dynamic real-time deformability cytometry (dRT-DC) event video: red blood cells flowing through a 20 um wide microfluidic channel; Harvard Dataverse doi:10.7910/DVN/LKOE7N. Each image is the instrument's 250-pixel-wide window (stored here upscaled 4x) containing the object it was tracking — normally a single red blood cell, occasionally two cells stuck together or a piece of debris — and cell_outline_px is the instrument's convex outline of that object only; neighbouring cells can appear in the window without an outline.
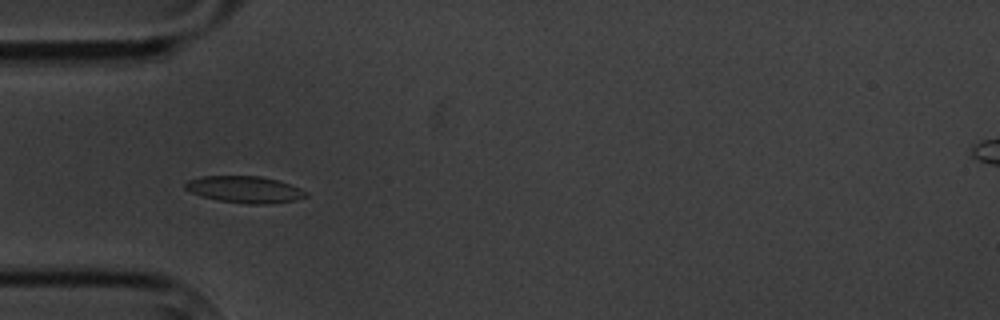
{"species": "common noctule bat (a hibernating species)", "species_latin": "Nyctalus noctula", "temperature_condition": "cold", "stored_images_in_passage": 7, "camera_frame_rate_fps": 3000, "um_per_image_px": 0.085, "animal": {"sex": "male", "body_mass_g": 20.1, "forearm_length_mm": 53.5}, "frame": {"image": 1, "passage_image": 6, "time_ms": 5.667, "image_size_px": [1000, 320], "cell_outline_px": [[308, 196], [296, 200], [268, 204], [248, 204], [220, 200], [200, 196], [184, 188], [184, 184], [188, 180], [200, 176], [260, 176], [276, 180], [300, 188], [308, 192]], "centroid_in_image_um": [20.8, 16.1], "position_along_channel_um": 64.2, "area_um2": 18.73}}
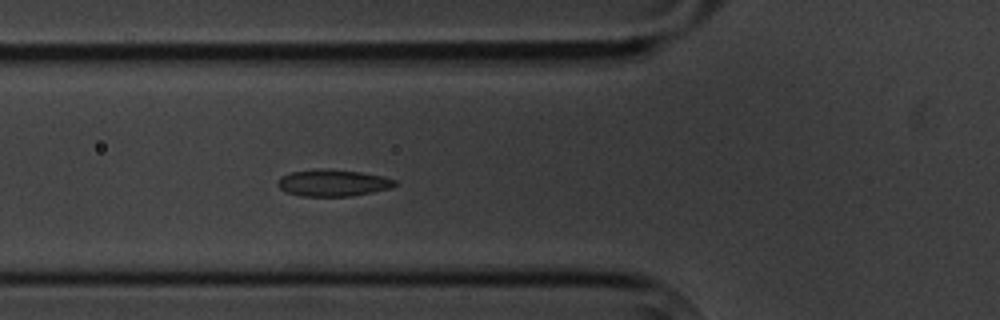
{"frame": {"image": 2, "passage_image": 7, "time_ms": 6.667, "image_size_px": [1000, 320], "cell_outline_px": [[396, 184], [392, 188], [352, 196], [300, 196], [284, 192], [276, 184], [280, 176], [292, 172], [320, 168], [328, 168], [360, 172], [384, 176], [396, 180]], "centroid_in_image_um": [28.28, 15.54], "position_along_channel_um": 97.5, "area_um2": 18.5}}